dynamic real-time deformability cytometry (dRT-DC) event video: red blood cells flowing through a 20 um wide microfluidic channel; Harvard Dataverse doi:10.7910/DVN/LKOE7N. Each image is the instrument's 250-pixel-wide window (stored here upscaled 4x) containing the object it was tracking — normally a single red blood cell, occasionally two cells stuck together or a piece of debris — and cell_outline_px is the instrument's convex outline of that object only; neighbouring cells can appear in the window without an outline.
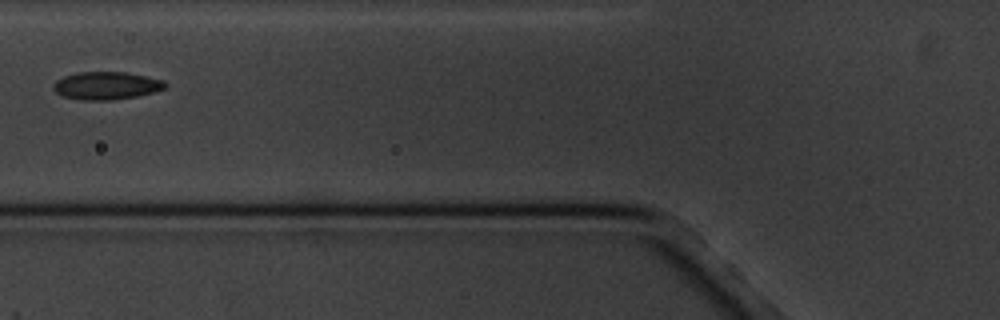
{"species": "common noctule bat (a hibernating species)", "species_latin": "Nyctalus noctula", "temperature_condition": "cold", "stored_images_in_passage": 4, "camera_frame_rate_fps": 3000, "um_per_image_px": 0.085, "animal": {"sex": "male", "body_mass_g": 20.1, "forearm_length_mm": 53.5}, "frame": {"image": 1, "passage_image": 4, "time_ms": 3.333, "image_size_px": [1000, 320], "cell_outline_px": [[168, 84], [164, 88], [152, 92], [136, 96], [112, 100], [80, 100], [64, 96], [56, 92], [52, 88], [52, 84], [56, 80], [64, 76], [80, 72], [124, 72], [164, 80]], "centroid_in_image_um": [9.01, 7.28], "position_along_channel_um": 116.8, "area_um2": 17.98}}